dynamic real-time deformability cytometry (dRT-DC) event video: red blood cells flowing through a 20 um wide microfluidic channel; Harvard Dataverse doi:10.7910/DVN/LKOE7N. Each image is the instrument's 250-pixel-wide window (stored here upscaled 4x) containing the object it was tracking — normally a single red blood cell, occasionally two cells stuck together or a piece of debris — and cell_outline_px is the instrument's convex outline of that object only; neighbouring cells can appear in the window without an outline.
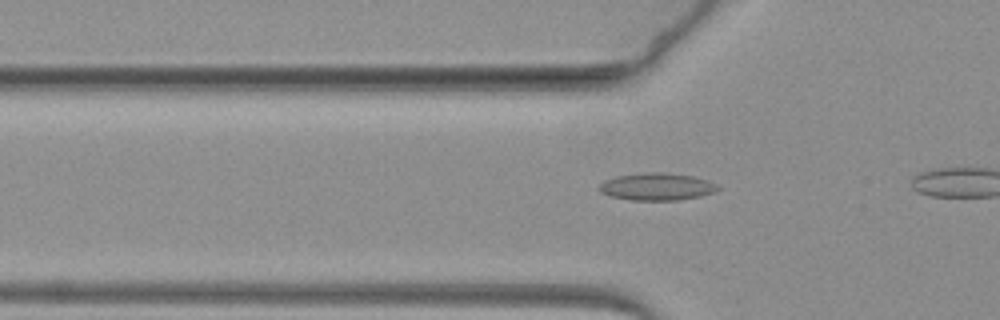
{"species": "common noctule bat (a hibernating species)", "species_latin": "Nyctalus noctula", "temperature_condition": "warm", "stored_images_in_passage": 22, "camera_frame_rate_fps": 3000, "um_per_image_px": 0.085, "animal": {"sex": "female", "body_mass_g": 19.3, "forearm_length_mm": 54.1}, "frame": {"image": 1, "passage_image": 7, "time_ms": 2.0, "image_size_px": [1000, 320], "cell_outline_px": [[720, 188], [712, 192], [700, 196], [680, 200], [632, 200], [612, 196], [600, 192], [596, 188], [604, 180], [616, 176], [648, 172], [660, 172], [692, 176], [708, 180], [716, 184]], "centroid_in_image_um": [55.8, 15.86], "position_along_channel_um": 70.0, "area_um2": 18.79}}
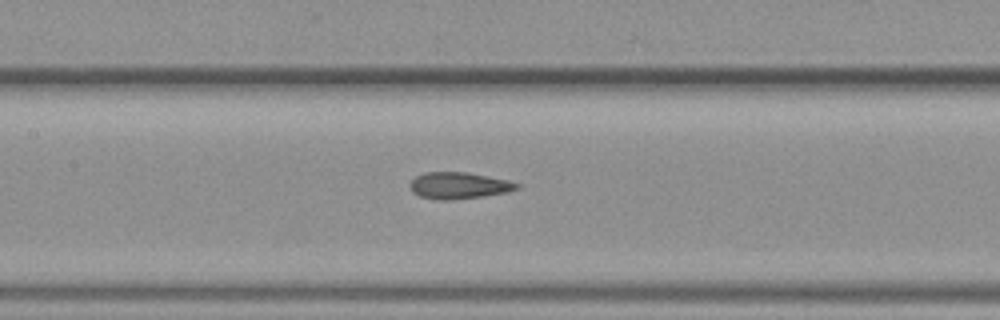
{"frame": {"image": 2, "passage_image": 16, "time_ms": 5.0, "image_size_px": [1000, 320], "cell_outline_px": [[520, 188], [508, 192], [484, 196], [448, 200], [436, 200], [420, 196], [412, 192], [408, 184], [416, 176], [424, 172], [468, 172], [508, 180], [520, 184]], "centroid_in_image_um": [38.99, 15.77], "position_along_channel_um": 168.4, "area_um2": 16.7}}
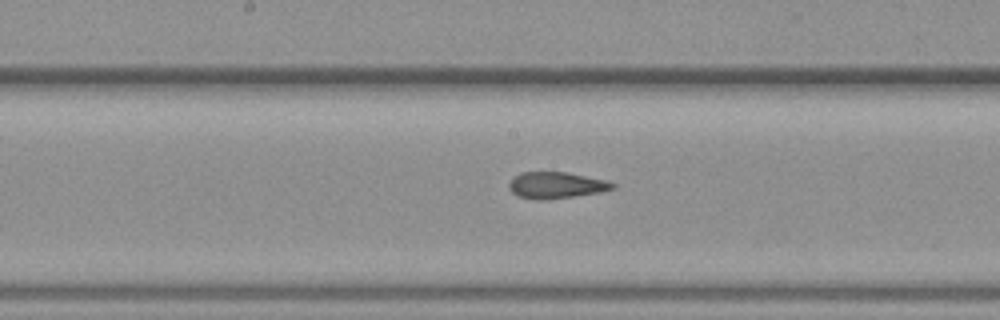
{"frame": {"image": 3, "passage_image": 19, "time_ms": 6.0, "image_size_px": [1000, 320], "cell_outline_px": [[616, 188], [600, 192], [548, 200], [536, 200], [516, 196], [508, 188], [508, 184], [520, 172], [568, 172], [608, 180], [616, 184]], "centroid_in_image_um": [47.29, 15.75], "position_along_channel_um": 200.9, "area_um2": 16.18}}